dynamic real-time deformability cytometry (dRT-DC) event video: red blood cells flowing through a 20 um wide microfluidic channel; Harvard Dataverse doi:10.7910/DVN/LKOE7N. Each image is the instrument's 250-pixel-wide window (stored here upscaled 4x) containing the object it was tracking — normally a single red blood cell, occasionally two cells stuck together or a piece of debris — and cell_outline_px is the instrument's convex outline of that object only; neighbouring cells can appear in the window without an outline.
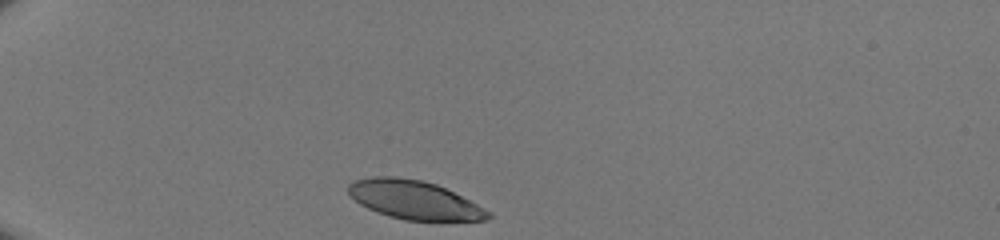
{"species": "human", "species_latin": "Homo sapiens", "temperature_condition": "room temperature", "stored_images_in_passage": 30, "camera_frame_rate_fps": 3000, "um_per_image_px": 0.085, "donor": {"sex": "male"}, "frame": {"image": 1, "passage_image": 1, "time_ms": 0.0, "image_size_px": [1000, 240], "cell_outline_px": [[492, 216], [488, 220], [404, 220], [388, 216], [368, 208], [360, 204], [348, 192], [348, 184], [356, 180], [372, 176], [396, 176], [420, 180], [436, 184], [492, 212]], "centroid_in_image_um": [35.19, 16.99], "position_along_channel_um": 49.8, "area_um2": 31.1}}
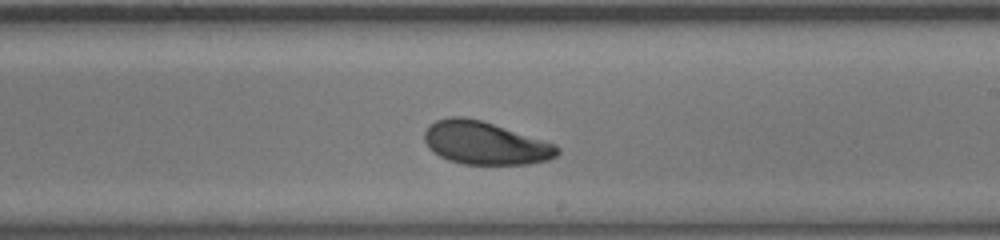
{"frame": {"image": 2, "passage_image": 18, "time_ms": 5.667, "image_size_px": [1000, 240], "cell_outline_px": [[560, 152], [556, 156], [548, 160], [528, 164], [464, 164], [448, 160], [432, 152], [428, 148], [424, 140], [424, 132], [428, 124], [436, 120], [448, 116], [464, 116], [480, 120], [556, 144], [560, 148]], "centroid_in_image_um": [41.2, 12.16], "position_along_channel_um": 247.8, "area_um2": 33.35}}
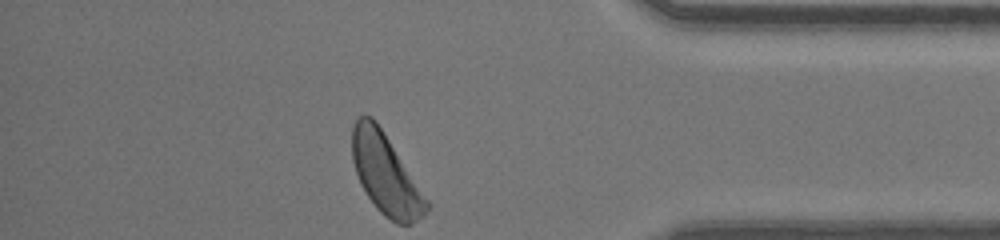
{"frame": {"image": 3, "passage_image": 30, "time_ms": 9.667, "image_size_px": [1000, 240], "cell_outline_px": [[432, 204], [424, 216], [412, 224], [396, 224], [384, 216], [376, 208], [360, 184], [352, 160], [352, 124], [360, 116], [372, 116], [376, 120]], "centroid_in_image_um": [32.81, 14.83], "position_along_channel_um": 402.4, "area_um2": 35.08}}